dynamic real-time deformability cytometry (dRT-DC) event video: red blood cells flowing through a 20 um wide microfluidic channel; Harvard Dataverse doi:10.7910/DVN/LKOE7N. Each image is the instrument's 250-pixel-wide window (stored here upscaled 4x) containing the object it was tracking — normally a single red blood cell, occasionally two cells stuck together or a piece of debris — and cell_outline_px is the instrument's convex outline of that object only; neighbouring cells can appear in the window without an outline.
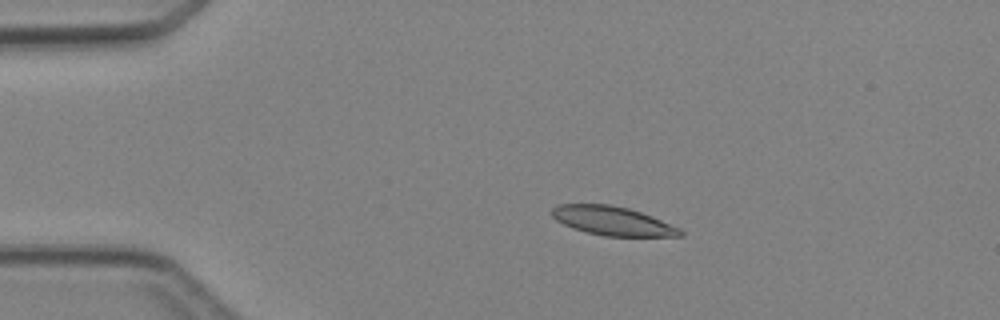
{"species": "Egyptian fruit bat (a non-hibernating species)", "species_latin": "Rousettus aegyptiacus", "temperature_condition": "cold", "stored_images_in_passage": 3, "camera_frame_rate_fps": 3000, "um_per_image_px": 0.085, "animal": {"sex": "female"}, "frame": {"image": 1, "passage_image": 2, "time_ms": 1.333, "image_size_px": [1000, 320], "cell_outline_px": [[684, 236], [604, 236], [572, 228], [556, 220], [552, 216], [552, 208], [560, 204], [612, 204], [628, 208], [652, 216], [680, 228], [684, 232]], "centroid_in_image_um": [52.08, 18.77], "position_along_channel_um": 32.9, "area_um2": 21.56}}